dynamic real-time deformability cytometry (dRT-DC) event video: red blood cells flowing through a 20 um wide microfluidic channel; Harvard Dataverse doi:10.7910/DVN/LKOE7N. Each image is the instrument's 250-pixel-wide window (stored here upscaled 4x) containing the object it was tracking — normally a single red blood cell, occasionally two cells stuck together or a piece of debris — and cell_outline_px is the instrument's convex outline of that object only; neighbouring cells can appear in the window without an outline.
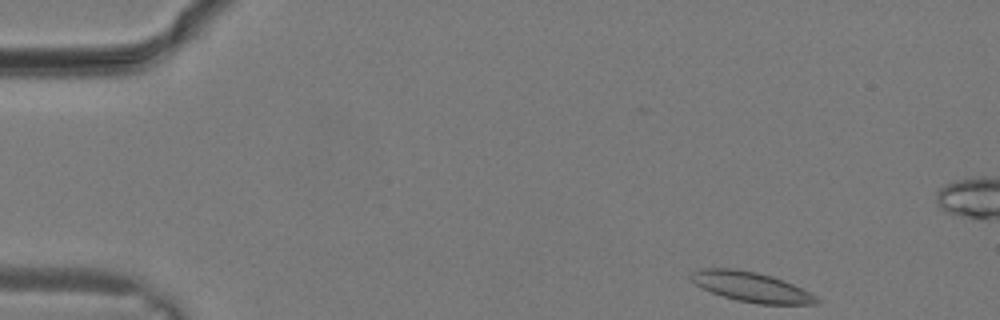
{"species": "common noctule bat (a hibernating species)", "species_latin": "Nyctalus noctula", "temperature_condition": "warm", "stored_images_in_passage": 11, "camera_frame_rate_fps": 3000, "um_per_image_px": 0.085, "animal": {"sex": "male", "body_mass_g": 19.2, "forearm_length_mm": 51.8}, "frame": {"image": 1, "passage_image": 1, "time_ms": 0.0, "image_size_px": [1000, 320], "cell_outline_px": [[820, 304], [760, 304], [736, 300], [712, 292], [696, 284], [688, 276], [692, 272], [700, 268], [736, 268], [756, 272], [772, 276], [792, 284], [816, 296], [820, 300]], "centroid_in_image_um": [63.85, 24.38], "position_along_channel_um": 21.2, "area_um2": 21.68}}
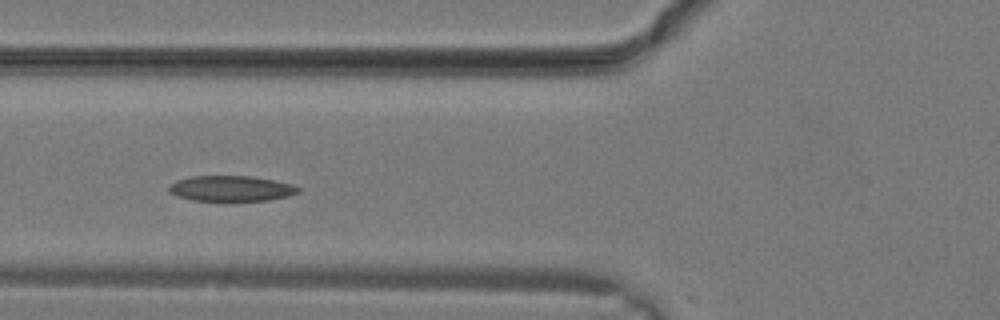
{"frame": {"image": 2, "passage_image": 9, "time_ms": 2.667, "image_size_px": [1000, 320], "cell_outline_px": [[300, 192], [288, 196], [268, 200], [192, 200], [168, 192], [168, 188], [176, 180], [192, 176], [252, 176], [292, 184], [300, 188]], "centroid_in_image_um": [19.66, 16.01], "position_along_channel_um": 106.1, "area_um2": 18.96}}